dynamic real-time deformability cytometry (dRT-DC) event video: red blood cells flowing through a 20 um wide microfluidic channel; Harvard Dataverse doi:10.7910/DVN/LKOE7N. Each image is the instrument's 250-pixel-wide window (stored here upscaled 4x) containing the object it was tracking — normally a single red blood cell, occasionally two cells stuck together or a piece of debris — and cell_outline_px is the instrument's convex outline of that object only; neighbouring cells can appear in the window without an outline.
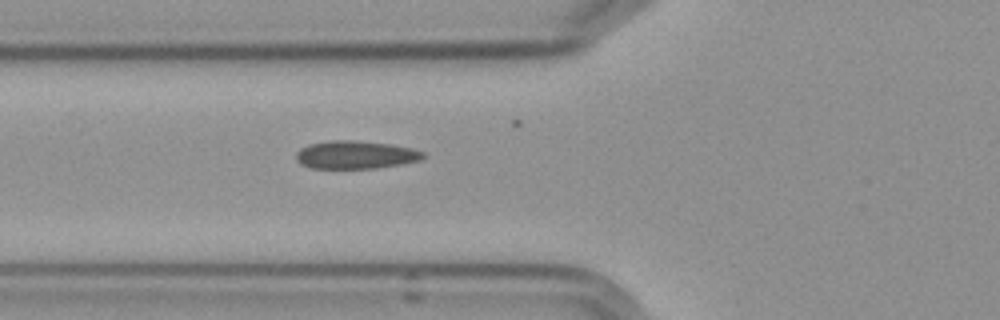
{"species": "Egyptian fruit bat (a non-hibernating species)", "species_latin": "Rousettus aegyptiacus", "temperature_condition": "cold", "stored_images_in_passage": 7, "camera_frame_rate_fps": 3000, "um_per_image_px": 0.085, "frame": {"image": 1, "passage_image": 7, "time_ms": 7.0, "image_size_px": [1000, 320], "cell_outline_px": [[424, 156], [420, 160], [400, 164], [376, 168], [312, 168], [300, 164], [296, 160], [296, 152], [300, 148], [308, 144], [332, 140], [352, 140], [392, 144], [412, 148], [424, 152]], "centroid_in_image_um": [30.19, 13.15], "position_along_channel_um": 95.6, "area_um2": 20.75}}